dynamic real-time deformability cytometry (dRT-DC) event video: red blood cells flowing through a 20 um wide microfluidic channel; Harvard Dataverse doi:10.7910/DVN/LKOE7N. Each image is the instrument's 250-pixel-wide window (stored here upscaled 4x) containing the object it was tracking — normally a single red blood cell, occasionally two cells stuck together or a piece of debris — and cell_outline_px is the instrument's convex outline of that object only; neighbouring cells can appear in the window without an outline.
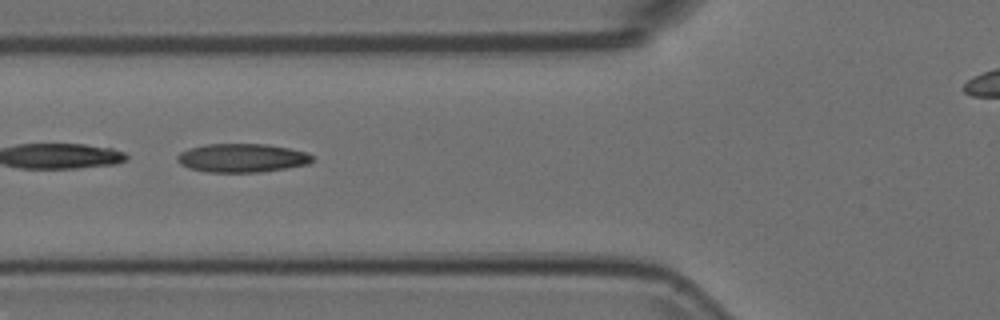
{"species": "Egyptian fruit bat (a non-hibernating species)", "species_latin": "Rousettus aegyptiacus", "temperature_condition": "room temperature", "stored_images_in_passage": 22, "camera_frame_rate_fps": 3000, "um_per_image_px": 0.085, "animal": {"sex": "female"}, "frame": {"image": 1, "passage_image": 10, "time_ms": 3.0, "image_size_px": [1000, 320], "cell_outline_px": [[312, 160], [308, 164], [260, 172], [208, 172], [188, 168], [180, 164], [176, 160], [176, 156], [180, 152], [188, 148], [204, 144], [264, 144], [288, 148], [308, 152], [312, 156]], "centroid_in_image_um": [20.52, 13.42], "position_along_channel_um": 105.3, "area_um2": 22.54}}